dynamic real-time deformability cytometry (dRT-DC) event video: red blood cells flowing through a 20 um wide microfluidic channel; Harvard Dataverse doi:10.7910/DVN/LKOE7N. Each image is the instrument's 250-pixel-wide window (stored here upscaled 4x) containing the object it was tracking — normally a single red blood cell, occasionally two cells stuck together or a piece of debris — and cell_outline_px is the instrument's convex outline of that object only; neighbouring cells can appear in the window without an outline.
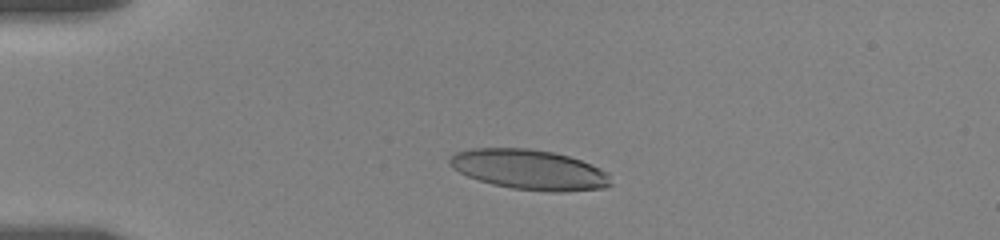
{"species": "human", "species_latin": "Homo sapiens", "temperature_condition": "room temperature", "stored_images_in_passage": 8, "camera_frame_rate_fps": 3000, "um_per_image_px": 0.085, "donor": {"sex": "female"}, "frame": {"image": 1, "passage_image": 5, "time_ms": 3.0, "image_size_px": [1000, 240], "cell_outline_px": [[612, 184], [604, 188], [564, 192], [548, 192], [512, 188], [492, 184], [468, 176], [452, 168], [448, 164], [448, 160], [456, 152], [468, 148], [528, 148], [552, 152], [568, 156], [580, 160], [600, 168], [608, 172]], "centroid_in_image_um": [44.99, 14.42], "position_along_channel_um": 40.0, "area_um2": 37.69}}
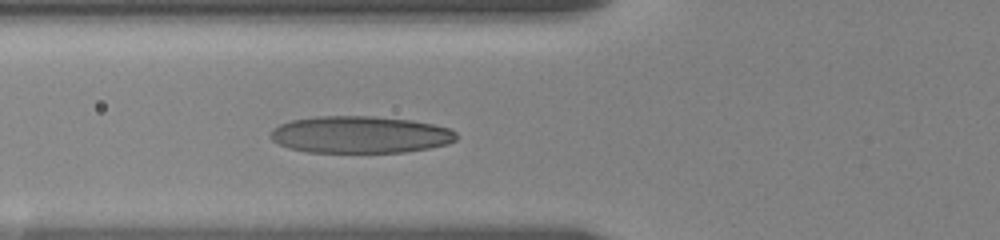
{"frame": {"image": 2, "passage_image": 8, "time_ms": 5.667, "image_size_px": [1000, 240], "cell_outline_px": [[456, 140], [448, 144], [428, 148], [404, 152], [308, 152], [288, 148], [272, 140], [268, 136], [272, 128], [280, 124], [292, 120], [316, 116], [372, 116], [412, 120], [432, 124], [448, 128], [456, 132]], "centroid_in_image_um": [30.58, 11.44], "position_along_channel_um": 95.2, "area_um2": 40.17}}